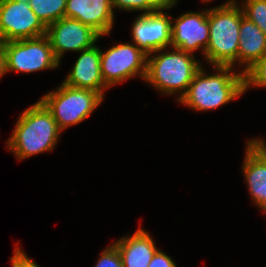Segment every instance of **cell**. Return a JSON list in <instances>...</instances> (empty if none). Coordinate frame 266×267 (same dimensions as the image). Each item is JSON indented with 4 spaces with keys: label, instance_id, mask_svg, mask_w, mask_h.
I'll list each match as a JSON object with an SVG mask.
<instances>
[{
    "label": "cell",
    "instance_id": "cell-1",
    "mask_svg": "<svg viewBox=\"0 0 266 267\" xmlns=\"http://www.w3.org/2000/svg\"><path fill=\"white\" fill-rule=\"evenodd\" d=\"M60 133L61 130L52 114L38 101L20 115L6 145L20 161L35 154L51 151Z\"/></svg>",
    "mask_w": 266,
    "mask_h": 267
},
{
    "label": "cell",
    "instance_id": "cell-2",
    "mask_svg": "<svg viewBox=\"0 0 266 267\" xmlns=\"http://www.w3.org/2000/svg\"><path fill=\"white\" fill-rule=\"evenodd\" d=\"M216 74L207 75L202 66L195 73L187 92L178 102L197 111L224 105L245 93L244 74L231 66H214Z\"/></svg>",
    "mask_w": 266,
    "mask_h": 267
},
{
    "label": "cell",
    "instance_id": "cell-3",
    "mask_svg": "<svg viewBox=\"0 0 266 267\" xmlns=\"http://www.w3.org/2000/svg\"><path fill=\"white\" fill-rule=\"evenodd\" d=\"M244 15L235 0L207 9L209 44L205 60L214 66H231L238 62L239 28Z\"/></svg>",
    "mask_w": 266,
    "mask_h": 267
},
{
    "label": "cell",
    "instance_id": "cell-4",
    "mask_svg": "<svg viewBox=\"0 0 266 267\" xmlns=\"http://www.w3.org/2000/svg\"><path fill=\"white\" fill-rule=\"evenodd\" d=\"M151 57L147 56V71L145 81L154 86L162 94H176L179 100L188 90L195 73L201 64L194 54L178 48ZM150 57V58H149Z\"/></svg>",
    "mask_w": 266,
    "mask_h": 267
},
{
    "label": "cell",
    "instance_id": "cell-5",
    "mask_svg": "<svg viewBox=\"0 0 266 267\" xmlns=\"http://www.w3.org/2000/svg\"><path fill=\"white\" fill-rule=\"evenodd\" d=\"M103 99L96 91L61 83L56 91L44 95L39 101L52 114L58 128L64 131L67 127L86 120Z\"/></svg>",
    "mask_w": 266,
    "mask_h": 267
},
{
    "label": "cell",
    "instance_id": "cell-6",
    "mask_svg": "<svg viewBox=\"0 0 266 267\" xmlns=\"http://www.w3.org/2000/svg\"><path fill=\"white\" fill-rule=\"evenodd\" d=\"M6 71L32 73L60 65L47 35L5 42Z\"/></svg>",
    "mask_w": 266,
    "mask_h": 267
},
{
    "label": "cell",
    "instance_id": "cell-7",
    "mask_svg": "<svg viewBox=\"0 0 266 267\" xmlns=\"http://www.w3.org/2000/svg\"><path fill=\"white\" fill-rule=\"evenodd\" d=\"M101 54V74L110 88L117 83L139 76L145 79L147 55L135 44H117Z\"/></svg>",
    "mask_w": 266,
    "mask_h": 267
},
{
    "label": "cell",
    "instance_id": "cell-8",
    "mask_svg": "<svg viewBox=\"0 0 266 267\" xmlns=\"http://www.w3.org/2000/svg\"><path fill=\"white\" fill-rule=\"evenodd\" d=\"M30 0H0V39L4 42L46 35Z\"/></svg>",
    "mask_w": 266,
    "mask_h": 267
},
{
    "label": "cell",
    "instance_id": "cell-9",
    "mask_svg": "<svg viewBox=\"0 0 266 267\" xmlns=\"http://www.w3.org/2000/svg\"><path fill=\"white\" fill-rule=\"evenodd\" d=\"M162 11L142 13L132 26L134 44L147 56L171 47L172 16Z\"/></svg>",
    "mask_w": 266,
    "mask_h": 267
},
{
    "label": "cell",
    "instance_id": "cell-10",
    "mask_svg": "<svg viewBox=\"0 0 266 267\" xmlns=\"http://www.w3.org/2000/svg\"><path fill=\"white\" fill-rule=\"evenodd\" d=\"M46 35L59 62L66 51L80 52L95 45L101 37L91 27L65 16L49 25L46 28Z\"/></svg>",
    "mask_w": 266,
    "mask_h": 267
},
{
    "label": "cell",
    "instance_id": "cell-11",
    "mask_svg": "<svg viewBox=\"0 0 266 267\" xmlns=\"http://www.w3.org/2000/svg\"><path fill=\"white\" fill-rule=\"evenodd\" d=\"M172 22L174 23H172V48L191 54L201 48L203 54L205 53L209 44L207 10L184 13Z\"/></svg>",
    "mask_w": 266,
    "mask_h": 267
},
{
    "label": "cell",
    "instance_id": "cell-12",
    "mask_svg": "<svg viewBox=\"0 0 266 267\" xmlns=\"http://www.w3.org/2000/svg\"><path fill=\"white\" fill-rule=\"evenodd\" d=\"M113 13L112 0H66L65 17L79 20L100 36L112 30Z\"/></svg>",
    "mask_w": 266,
    "mask_h": 267
},
{
    "label": "cell",
    "instance_id": "cell-13",
    "mask_svg": "<svg viewBox=\"0 0 266 267\" xmlns=\"http://www.w3.org/2000/svg\"><path fill=\"white\" fill-rule=\"evenodd\" d=\"M80 54L63 83L74 88L96 91L104 98V89L109 87L104 83L101 74L100 48L93 45L80 51Z\"/></svg>",
    "mask_w": 266,
    "mask_h": 267
},
{
    "label": "cell",
    "instance_id": "cell-14",
    "mask_svg": "<svg viewBox=\"0 0 266 267\" xmlns=\"http://www.w3.org/2000/svg\"><path fill=\"white\" fill-rule=\"evenodd\" d=\"M113 245L121 256L123 267H148L158 250L153 238L141 227L132 236H124Z\"/></svg>",
    "mask_w": 266,
    "mask_h": 267
},
{
    "label": "cell",
    "instance_id": "cell-15",
    "mask_svg": "<svg viewBox=\"0 0 266 267\" xmlns=\"http://www.w3.org/2000/svg\"><path fill=\"white\" fill-rule=\"evenodd\" d=\"M245 155L243 174L253 202L261 208L266 203V156L250 140Z\"/></svg>",
    "mask_w": 266,
    "mask_h": 267
},
{
    "label": "cell",
    "instance_id": "cell-16",
    "mask_svg": "<svg viewBox=\"0 0 266 267\" xmlns=\"http://www.w3.org/2000/svg\"><path fill=\"white\" fill-rule=\"evenodd\" d=\"M238 64L244 65V74L266 54V36L262 30L244 15L239 28Z\"/></svg>",
    "mask_w": 266,
    "mask_h": 267
},
{
    "label": "cell",
    "instance_id": "cell-17",
    "mask_svg": "<svg viewBox=\"0 0 266 267\" xmlns=\"http://www.w3.org/2000/svg\"><path fill=\"white\" fill-rule=\"evenodd\" d=\"M29 5L46 28L65 16L66 0H30Z\"/></svg>",
    "mask_w": 266,
    "mask_h": 267
},
{
    "label": "cell",
    "instance_id": "cell-18",
    "mask_svg": "<svg viewBox=\"0 0 266 267\" xmlns=\"http://www.w3.org/2000/svg\"><path fill=\"white\" fill-rule=\"evenodd\" d=\"M242 4L244 16L253 21L266 36V1L245 0Z\"/></svg>",
    "mask_w": 266,
    "mask_h": 267
},
{
    "label": "cell",
    "instance_id": "cell-19",
    "mask_svg": "<svg viewBox=\"0 0 266 267\" xmlns=\"http://www.w3.org/2000/svg\"><path fill=\"white\" fill-rule=\"evenodd\" d=\"M245 91L251 86L266 87V54L244 73Z\"/></svg>",
    "mask_w": 266,
    "mask_h": 267
},
{
    "label": "cell",
    "instance_id": "cell-20",
    "mask_svg": "<svg viewBox=\"0 0 266 267\" xmlns=\"http://www.w3.org/2000/svg\"><path fill=\"white\" fill-rule=\"evenodd\" d=\"M95 267H123L121 256L117 248L111 244L101 252V256Z\"/></svg>",
    "mask_w": 266,
    "mask_h": 267
},
{
    "label": "cell",
    "instance_id": "cell-21",
    "mask_svg": "<svg viewBox=\"0 0 266 267\" xmlns=\"http://www.w3.org/2000/svg\"><path fill=\"white\" fill-rule=\"evenodd\" d=\"M112 8L127 11H144L143 13L154 12L145 0H112Z\"/></svg>",
    "mask_w": 266,
    "mask_h": 267
},
{
    "label": "cell",
    "instance_id": "cell-22",
    "mask_svg": "<svg viewBox=\"0 0 266 267\" xmlns=\"http://www.w3.org/2000/svg\"><path fill=\"white\" fill-rule=\"evenodd\" d=\"M12 267H40L31 258H29L23 250L18 246L14 249V255L10 258Z\"/></svg>",
    "mask_w": 266,
    "mask_h": 267
},
{
    "label": "cell",
    "instance_id": "cell-23",
    "mask_svg": "<svg viewBox=\"0 0 266 267\" xmlns=\"http://www.w3.org/2000/svg\"><path fill=\"white\" fill-rule=\"evenodd\" d=\"M148 267H176V264L169 255L158 249Z\"/></svg>",
    "mask_w": 266,
    "mask_h": 267
},
{
    "label": "cell",
    "instance_id": "cell-24",
    "mask_svg": "<svg viewBox=\"0 0 266 267\" xmlns=\"http://www.w3.org/2000/svg\"><path fill=\"white\" fill-rule=\"evenodd\" d=\"M154 11H164L172 8L178 0H145Z\"/></svg>",
    "mask_w": 266,
    "mask_h": 267
},
{
    "label": "cell",
    "instance_id": "cell-25",
    "mask_svg": "<svg viewBox=\"0 0 266 267\" xmlns=\"http://www.w3.org/2000/svg\"><path fill=\"white\" fill-rule=\"evenodd\" d=\"M6 71V55H5V42L0 39V78Z\"/></svg>",
    "mask_w": 266,
    "mask_h": 267
},
{
    "label": "cell",
    "instance_id": "cell-26",
    "mask_svg": "<svg viewBox=\"0 0 266 267\" xmlns=\"http://www.w3.org/2000/svg\"><path fill=\"white\" fill-rule=\"evenodd\" d=\"M265 156H266V142L262 139L250 140Z\"/></svg>",
    "mask_w": 266,
    "mask_h": 267
},
{
    "label": "cell",
    "instance_id": "cell-27",
    "mask_svg": "<svg viewBox=\"0 0 266 267\" xmlns=\"http://www.w3.org/2000/svg\"><path fill=\"white\" fill-rule=\"evenodd\" d=\"M260 209L266 213V203Z\"/></svg>",
    "mask_w": 266,
    "mask_h": 267
}]
</instances>
